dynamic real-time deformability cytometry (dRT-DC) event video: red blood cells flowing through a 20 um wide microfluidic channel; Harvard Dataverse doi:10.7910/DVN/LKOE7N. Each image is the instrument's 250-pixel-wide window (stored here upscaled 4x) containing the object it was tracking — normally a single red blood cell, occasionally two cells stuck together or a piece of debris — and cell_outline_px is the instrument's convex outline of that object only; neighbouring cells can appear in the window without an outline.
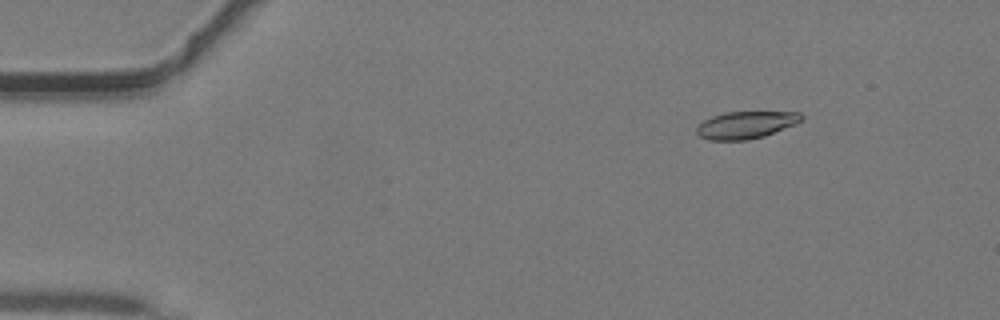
{"species": "common noctule bat (a hibernating species)", "species_latin": "Nyctalus noctula", "temperature_condition": "warm", "stored_images_in_passage": 40, "camera_frame_rate_fps": 3000, "um_per_image_px": 0.085, "animal": {"sex": "male", "body_mass_g": 19.2, "forearm_length_mm": 51.8}, "frame": {"image": 1, "passage_image": 3, "time_ms": 0.667, "image_size_px": [1000, 320], "cell_outline_px": [[804, 120], [796, 124], [764, 136], [748, 140], [708, 140], [700, 136], [696, 132], [696, 124], [712, 116], [724, 112], [800, 112], [804, 116]], "centroid_in_image_um": [63.4, 10.61], "position_along_channel_um": 21.6, "area_um2": 16.82}}
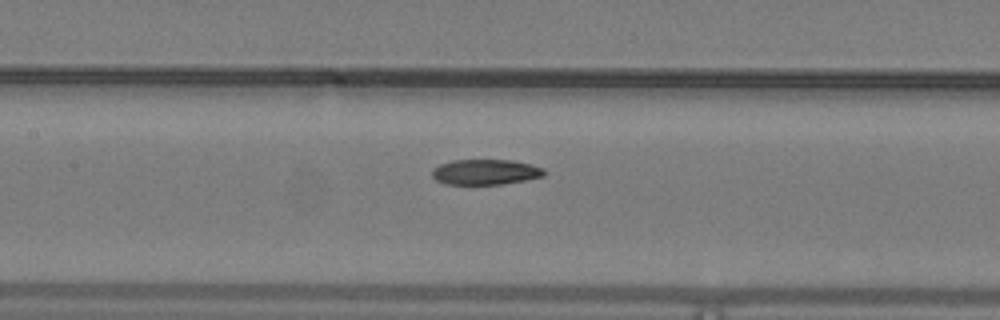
{"frame": {"image": 2, "passage_image": 18, "time_ms": 5.667, "image_size_px": [1000, 320], "cell_outline_px": [[548, 172], [544, 176], [504, 184], [444, 184], [436, 180], [432, 176], [432, 168], [440, 164], [452, 160], [512, 160], [532, 164], [544, 168]], "centroid_in_image_um": [41.28, 14.62], "position_along_channel_um": 166.1, "area_um2": 16.76}}
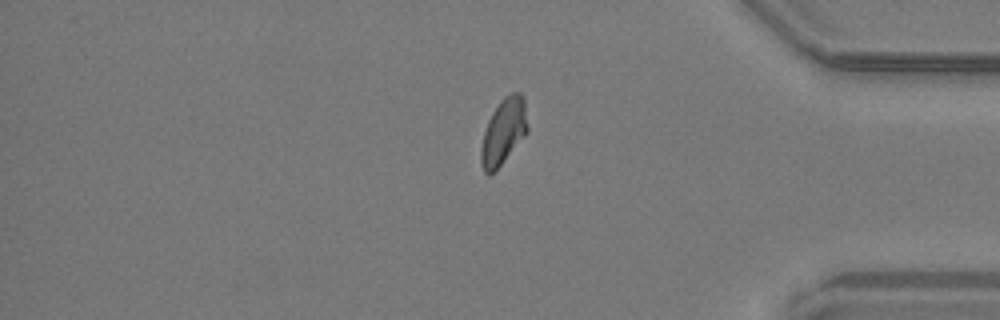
{"frame": {"image": 3, "passage_image": 34, "time_ms": 11.0, "image_size_px": [1000, 320], "cell_outline_px": [[528, 132], [500, 164], [488, 176], [484, 172], [480, 164], [480, 148], [484, 132], [488, 120], [492, 112], [500, 100], [504, 96], [512, 92], [520, 92], [524, 96], [528, 128]], "centroid_in_image_um": [42.79, 11.14], "position_along_channel_um": 392.4, "area_um2": 17.86}}